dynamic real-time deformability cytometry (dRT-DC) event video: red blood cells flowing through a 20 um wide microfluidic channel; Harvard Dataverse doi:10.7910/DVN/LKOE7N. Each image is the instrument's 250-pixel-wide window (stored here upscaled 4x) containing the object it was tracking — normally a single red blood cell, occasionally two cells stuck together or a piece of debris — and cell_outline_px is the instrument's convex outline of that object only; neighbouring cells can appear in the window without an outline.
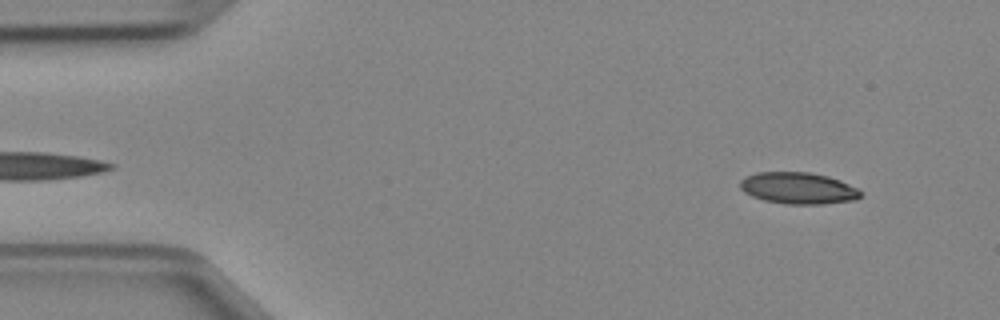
{"species": "Egyptian fruit bat (a non-hibernating species)", "species_latin": "Rousettus aegyptiacus", "temperature_condition": "cold", "stored_images_in_passage": 47, "camera_frame_rate_fps": 3000, "um_per_image_px": 0.085, "animal": {"sex": "female"}, "frame": {"image": 1, "passage_image": 4, "time_ms": 1.0, "image_size_px": [1000, 320], "cell_outline_px": [[860, 196], [856, 200], [824, 204], [784, 204], [764, 200], [752, 196], [744, 192], [740, 188], [740, 180], [744, 176], [756, 172], [808, 172], [828, 176], [840, 180], [856, 188], [860, 192]], "centroid_in_image_um": [67.81, 15.99], "position_along_channel_um": 17.2, "area_um2": 22.25}}
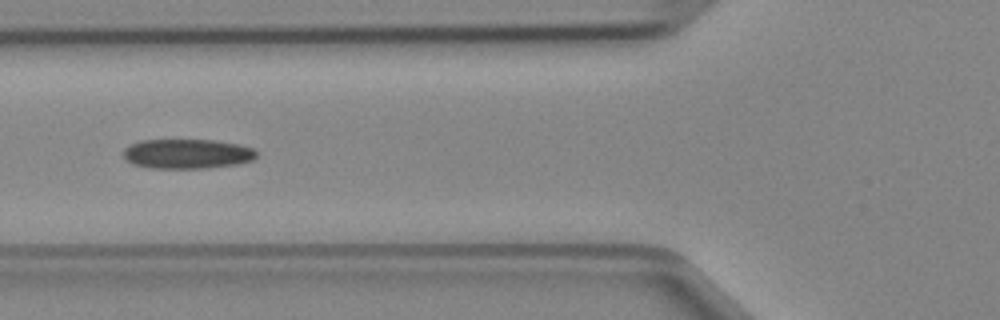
{"frame": {"image": 2, "passage_image": 17, "time_ms": 5.333, "image_size_px": [1000, 320], "cell_outline_px": [[256, 156], [252, 160], [240, 164], [208, 168], [152, 168], [132, 164], [124, 156], [124, 148], [140, 140], [216, 140], [240, 144], [252, 148], [256, 152]], "centroid_in_image_um": [15.94, 13.07], "position_along_channel_um": 109.9, "area_um2": 23.06}}
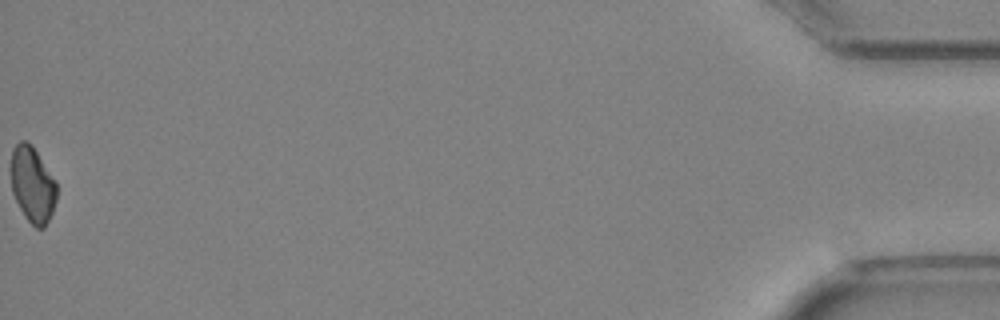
{"frame": {"image": 3, "passage_image": 47, "time_ms": 15.333, "image_size_px": [1000, 320], "cell_outline_px": [[56, 200], [52, 212], [44, 228], [36, 228], [24, 216], [12, 192], [12, 148], [20, 140], [28, 140], [32, 144], [56, 180]], "centroid_in_image_um": [2.77, 15.66], "position_along_channel_um": 432.4, "area_um2": 20.17}}